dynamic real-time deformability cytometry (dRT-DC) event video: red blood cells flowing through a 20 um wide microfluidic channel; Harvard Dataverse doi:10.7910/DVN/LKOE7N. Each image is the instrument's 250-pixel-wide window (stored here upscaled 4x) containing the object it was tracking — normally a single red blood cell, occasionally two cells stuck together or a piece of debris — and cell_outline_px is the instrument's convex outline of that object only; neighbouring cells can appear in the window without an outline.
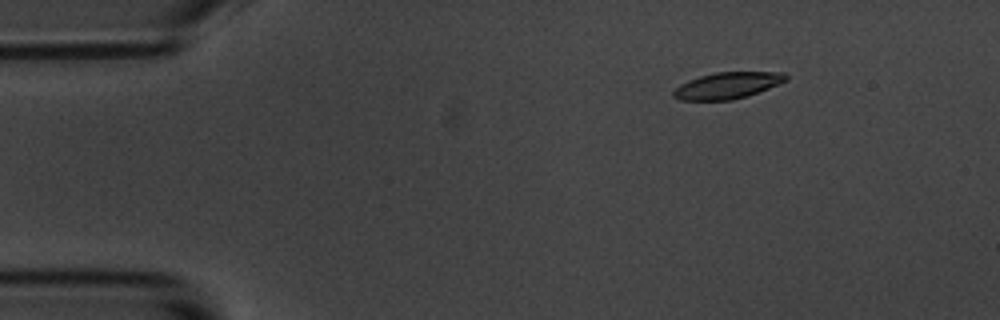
{"species": "common noctule bat (a hibernating species)", "species_latin": "Nyctalus noctula", "temperature_condition": "room temperature", "stored_images_in_passage": 6, "camera_frame_rate_fps": 3000, "um_per_image_px": 0.085, "animal": {"sex": "male", "body_mass_g": 20.1, "forearm_length_mm": 53.5}, "frame": {"image": 1, "passage_image": 1, "time_ms": 0.0, "image_size_px": [1000, 320], "cell_outline_px": [[788, 80], [748, 96], [732, 100], [680, 100], [672, 96], [672, 92], [680, 84], [688, 80], [700, 76], [716, 72], [784, 72], [788, 76]], "centroid_in_image_um": [61.83, 7.27], "position_along_channel_um": 23.2, "area_um2": 17.34}}
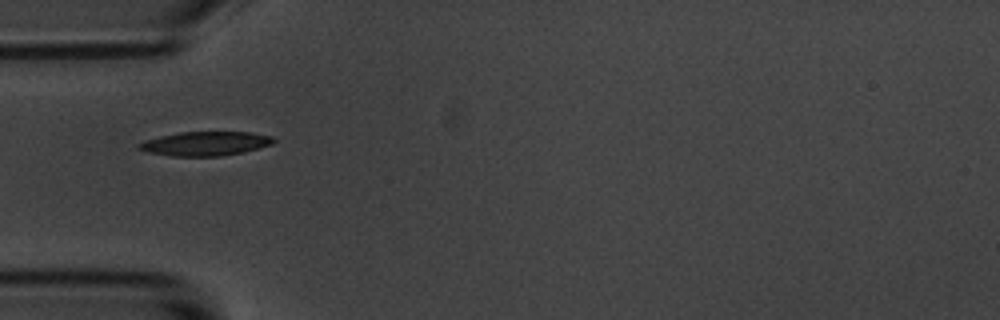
{"frame": {"image": 2, "passage_image": 4, "time_ms": 3.333, "image_size_px": [1000, 320], "cell_outline_px": [[276, 140], [272, 144], [244, 152], [220, 156], [172, 156], [148, 152], [136, 148], [136, 144], [144, 140], [160, 136], [180, 132], [252, 132], [272, 136]], "centroid_in_image_um": [17.44, 12.2], "position_along_channel_um": 67.6, "area_um2": 19.02}}
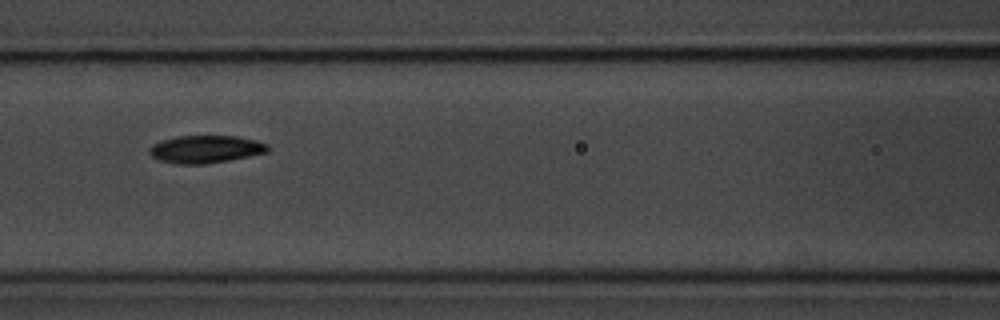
{"frame": {"image": 3, "passage_image": 6, "time_ms": 5.667, "image_size_px": [1000, 320], "cell_outline_px": [[268, 152], [228, 160], [204, 164], [176, 164], [160, 160], [152, 156], [148, 152], [148, 148], [152, 144], [160, 140], [176, 136], [236, 136], [256, 140], [268, 144]], "centroid_in_image_um": [17.43, 12.67], "position_along_channel_um": 149.2, "area_um2": 19.07}}